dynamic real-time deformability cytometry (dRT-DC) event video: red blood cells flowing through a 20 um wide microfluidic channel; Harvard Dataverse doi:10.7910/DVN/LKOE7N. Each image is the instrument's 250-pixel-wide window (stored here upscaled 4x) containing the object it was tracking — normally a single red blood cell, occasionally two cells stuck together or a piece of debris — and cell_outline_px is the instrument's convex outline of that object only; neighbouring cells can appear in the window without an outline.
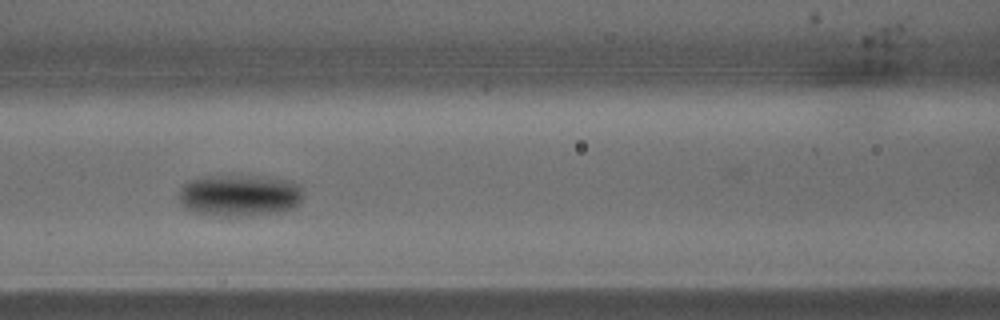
{"species": "common noctule bat (a hibernating species)", "species_latin": "Nyctalus noctula", "temperature_condition": "warm", "stored_images_in_passage": 22, "camera_frame_rate_fps": 3000, "um_per_image_px": 0.085, "animal": {"sex": "male", "body_mass_g": 15.6}, "frame": {"image": 1, "passage_image": 10, "time_ms": 3.0, "image_size_px": [1000, 320], "cell_outline_px": [[304, 196], [292, 208], [280, 212], [252, 216], [212, 216], [196, 212], [184, 208], [180, 204], [180, 188], [188, 180], [200, 176], [264, 176], [292, 180], [300, 188]], "centroid_in_image_um": [20.34, 16.61], "position_along_channel_um": 146.3, "area_um2": 30.69}}